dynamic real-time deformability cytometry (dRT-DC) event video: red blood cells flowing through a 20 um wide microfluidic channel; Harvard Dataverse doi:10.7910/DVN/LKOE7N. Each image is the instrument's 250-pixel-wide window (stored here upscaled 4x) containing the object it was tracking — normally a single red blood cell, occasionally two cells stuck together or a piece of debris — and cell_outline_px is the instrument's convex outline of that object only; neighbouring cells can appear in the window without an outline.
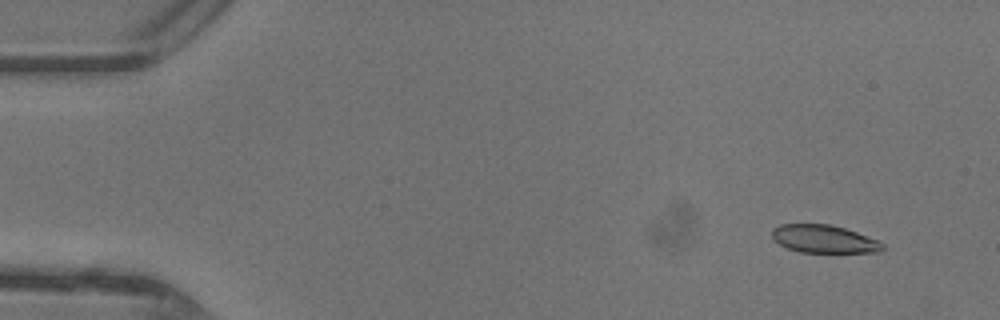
{"species": "common noctule bat (a hibernating species)", "species_latin": "Nyctalus noctula", "temperature_condition": "warm", "stored_images_in_passage": 47, "camera_frame_rate_fps": 3000, "um_per_image_px": 0.085, "animal": {"sex": "female"}, "frame": {"image": 1, "passage_image": 4, "time_ms": 1.0, "image_size_px": [1000, 320], "cell_outline_px": [[884, 248], [880, 252], [800, 252], [788, 248], [780, 244], [772, 236], [772, 228], [780, 224], [828, 224], [844, 228], [856, 232], [876, 240], [884, 244]], "centroid_in_image_um": [70.02, 20.31], "position_along_channel_um": 15.0, "area_um2": 17.74}}
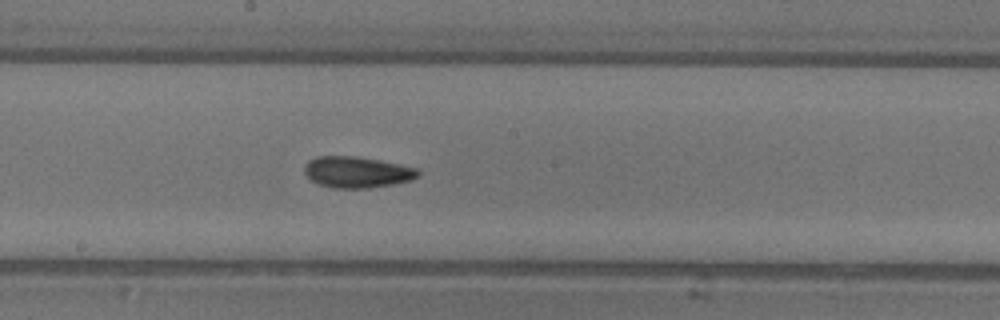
{"frame": {"image": 2, "passage_image": 26, "time_ms": 8.333, "image_size_px": [1000, 320], "cell_outline_px": [[420, 176], [412, 180], [392, 184], [368, 188], [332, 188], [320, 184], [312, 180], [304, 172], [304, 168], [308, 160], [316, 156], [356, 156], [400, 164], [416, 168], [420, 172]], "centroid_in_image_um": [30.35, 14.63], "position_along_channel_um": 217.8, "area_um2": 20.63}}
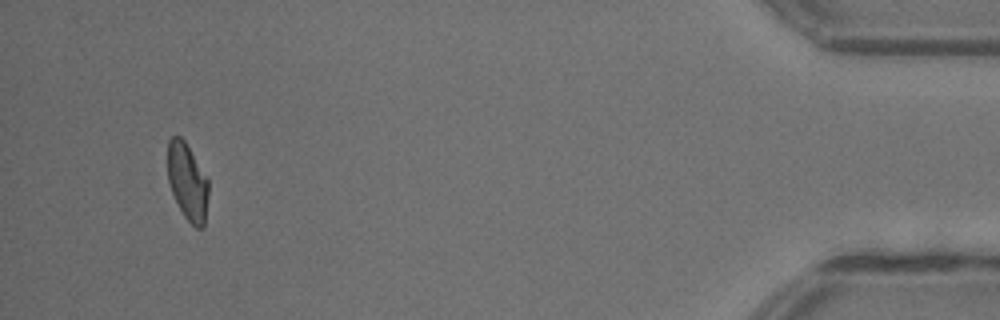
{"frame": {"image": 3, "passage_image": 45, "time_ms": 14.667, "image_size_px": [1000, 320], "cell_outline_px": [[208, 196], [204, 228], [196, 228], [184, 216], [172, 192], [168, 180], [168, 140], [172, 136], [180, 136], [184, 140], [208, 176]], "centroid_in_image_um": [15.96, 15.43], "position_along_channel_um": 419.2, "area_um2": 18.38}, "authors_computed_cell_mechanics": {"area_um2": 19.652, "velocity_mm_per_s": 4.4096, "shape_relaxation_time_tau1_ms": 6.9708, "shape_relaxation_time_tau2_ms": 1.8597, "deformation_change_tau1": 0.1838, "deformation_change_tau2": 0.0732}}